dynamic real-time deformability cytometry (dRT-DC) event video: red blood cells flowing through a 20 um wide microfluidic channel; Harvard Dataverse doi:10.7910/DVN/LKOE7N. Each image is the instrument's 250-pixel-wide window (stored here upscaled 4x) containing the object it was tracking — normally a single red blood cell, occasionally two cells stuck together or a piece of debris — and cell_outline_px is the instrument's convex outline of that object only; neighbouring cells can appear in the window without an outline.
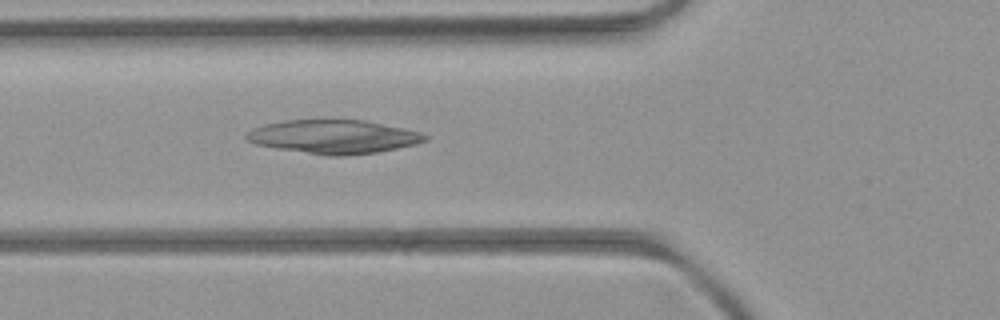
{"species": "common noctule bat (a hibernating species)", "species_latin": "Nyctalus noctula", "temperature_condition": "room temperature", "stored_images_in_passage": 6, "camera_frame_rate_fps": 3000, "um_per_image_px": 0.085, "animal": {"sex": "female", "body_mass_g": 21.9}, "frame": {"image": 1, "passage_image": 6, "time_ms": 5.667, "image_size_px": [1000, 320], "cell_outline_px": [[428, 140], [416, 144], [376, 152], [348, 156], [324, 156], [276, 148], [256, 144], [248, 140], [244, 136], [252, 128], [264, 124], [284, 120], [364, 120], [404, 128], [420, 132], [428, 136]], "centroid_in_image_um": [28.35, 11.63], "position_along_channel_um": 97.5, "area_um2": 35.14}}